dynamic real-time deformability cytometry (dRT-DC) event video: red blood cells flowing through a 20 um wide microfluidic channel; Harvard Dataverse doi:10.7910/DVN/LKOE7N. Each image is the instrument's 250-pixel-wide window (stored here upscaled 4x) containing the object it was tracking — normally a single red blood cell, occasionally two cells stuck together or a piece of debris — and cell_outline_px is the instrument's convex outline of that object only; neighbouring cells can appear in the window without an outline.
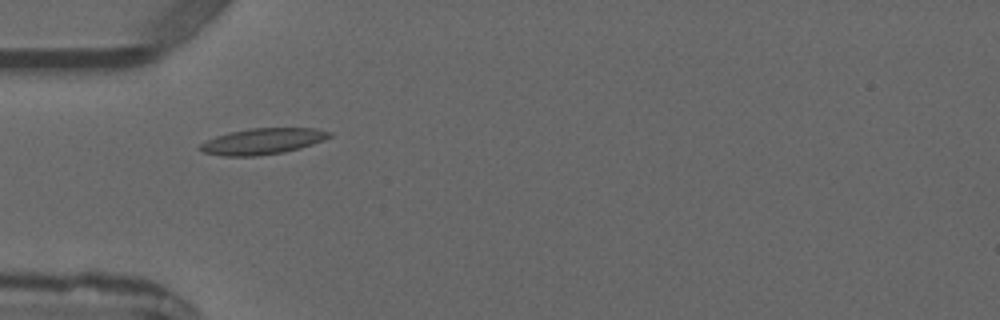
{"species": "common noctule bat (a hibernating species)", "species_latin": "Nyctalus noctula", "temperature_condition": "warm", "stored_images_in_passage": 5, "camera_frame_rate_fps": 3000, "um_per_image_px": 0.085, "animal": {"sex": "male", "forearm_length_mm": 52.5}, "frame": {"image": 1, "passage_image": 4, "time_ms": 4.667, "image_size_px": [1000, 320], "cell_outline_px": [[332, 136], [312, 144], [300, 148], [284, 152], [256, 156], [224, 156], [204, 152], [196, 148], [200, 144], [216, 136], [228, 132], [248, 128], [316, 128], [332, 132]], "centroid_in_image_um": [22.31, 12.0], "position_along_channel_um": 62.7, "area_um2": 19.65}}
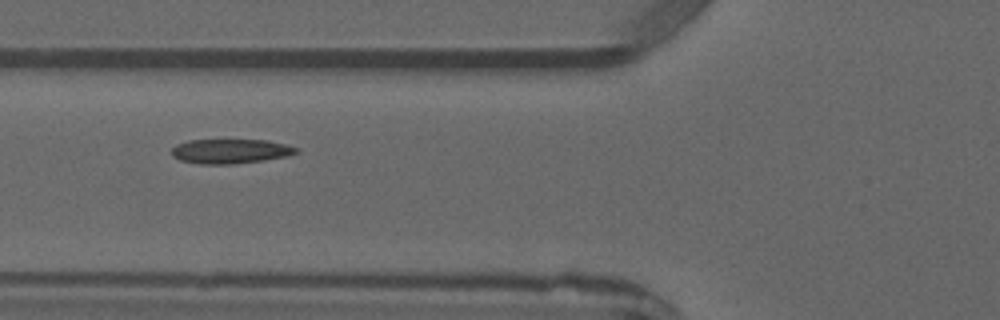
{"frame": {"image": 2, "passage_image": 5, "time_ms": 5.667, "image_size_px": [1000, 320], "cell_outline_px": [[300, 152], [288, 156], [264, 160], [232, 164], [200, 164], [180, 160], [172, 156], [172, 148], [176, 144], [188, 140], [268, 140], [284, 144], [296, 148]], "centroid_in_image_um": [19.57, 12.85], "position_along_channel_um": 106.2, "area_um2": 17.8}}